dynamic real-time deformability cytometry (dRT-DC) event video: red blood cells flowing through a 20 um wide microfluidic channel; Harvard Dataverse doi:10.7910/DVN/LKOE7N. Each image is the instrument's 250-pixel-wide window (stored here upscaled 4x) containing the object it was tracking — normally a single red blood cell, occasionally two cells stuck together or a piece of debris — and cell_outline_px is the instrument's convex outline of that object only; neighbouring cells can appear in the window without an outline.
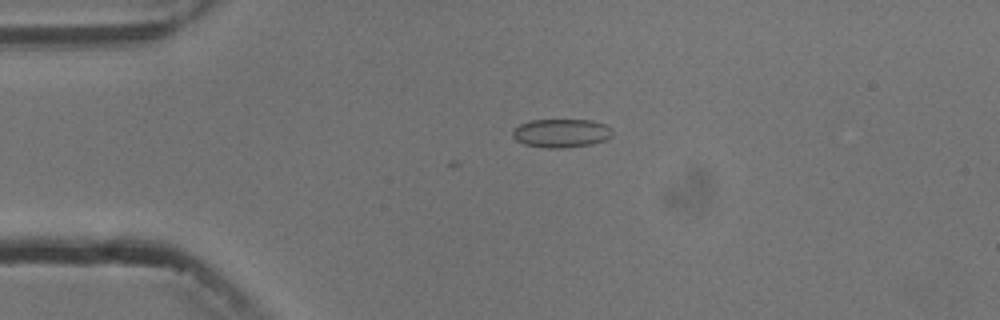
{"species": "common noctule bat (a hibernating species)", "species_latin": "Nyctalus noctula", "temperature_condition": "cold", "stored_images_in_passage": 4, "camera_frame_rate_fps": 3000, "um_per_image_px": 0.085, "animal": {"sex": "male", "body_mass_g": 13.3}, "frame": {"image": 1, "passage_image": 3, "time_ms": 2.333, "image_size_px": [1000, 320], "cell_outline_px": [[612, 136], [604, 140], [592, 144], [564, 148], [544, 148], [524, 144], [516, 140], [512, 136], [512, 132], [520, 124], [532, 120], [592, 120], [604, 124], [612, 128]], "centroid_in_image_um": [47.71, 11.32], "position_along_channel_um": 37.3, "area_um2": 16.65}}